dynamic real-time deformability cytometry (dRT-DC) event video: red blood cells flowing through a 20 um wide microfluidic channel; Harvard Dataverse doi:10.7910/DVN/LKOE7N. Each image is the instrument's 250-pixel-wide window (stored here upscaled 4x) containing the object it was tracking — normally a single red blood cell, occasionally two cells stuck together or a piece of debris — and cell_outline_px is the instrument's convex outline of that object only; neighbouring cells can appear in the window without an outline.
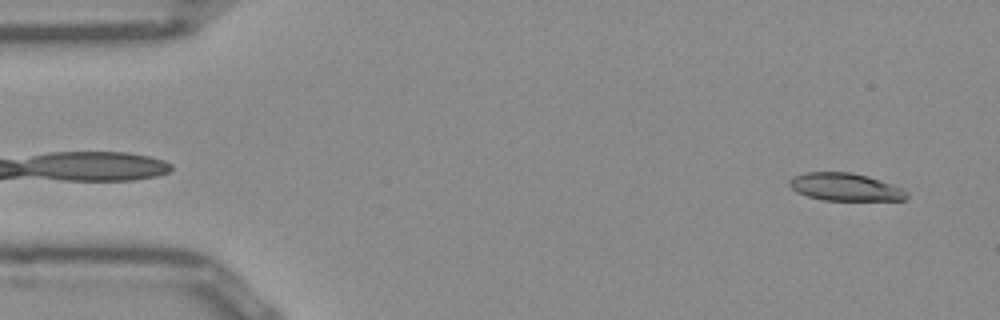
{"species": "Egyptian fruit bat (a non-hibernating species)", "species_latin": "Rousettus aegyptiacus", "temperature_condition": "room temperature", "stored_images_in_passage": 50, "camera_frame_rate_fps": 3000, "um_per_image_px": 0.085, "frame": {"image": 1, "passage_image": 2, "time_ms": 0.333, "image_size_px": [1000, 320], "cell_outline_px": [[908, 196], [904, 200], [824, 200], [808, 196], [796, 192], [788, 184], [788, 180], [792, 176], [804, 172], [852, 172], [868, 176], [904, 188], [908, 192]], "centroid_in_image_um": [71.84, 15.88], "position_along_channel_um": 13.2, "area_um2": 19.07}}
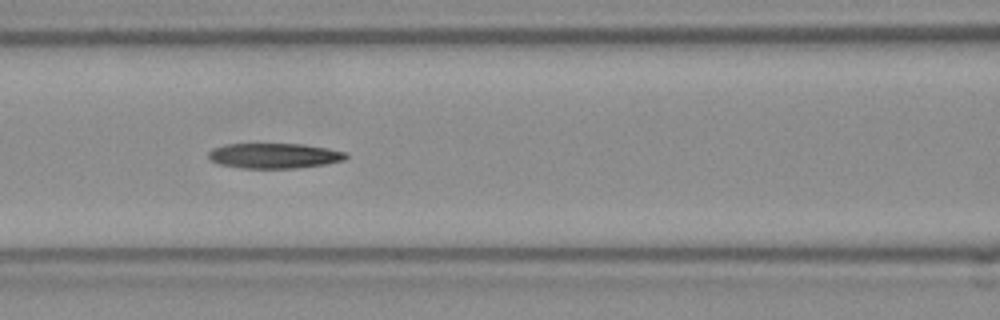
{"frame": {"image": 2, "passage_image": 20, "time_ms": 6.333, "image_size_px": [1000, 320], "cell_outline_px": [[348, 156], [344, 160], [324, 164], [296, 168], [240, 168], [216, 164], [208, 156], [208, 152], [212, 148], [224, 144], [304, 144], [328, 148], [348, 152]], "centroid_in_image_um": [23.3, 13.23], "position_along_channel_um": 143.3, "area_um2": 20.35}}
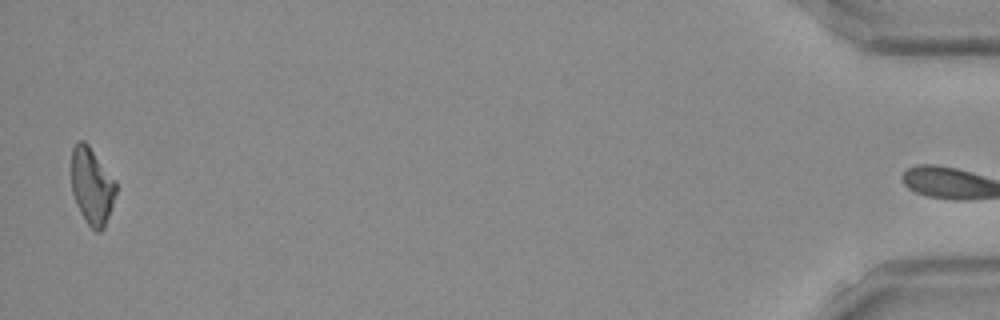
{"frame": {"image": 3, "passage_image": 49, "time_ms": 16.0, "image_size_px": [1000, 320], "cell_outline_px": [[116, 192], [104, 228], [100, 232], [96, 232], [88, 224], [80, 212], [76, 204], [72, 192], [72, 148], [80, 140], [84, 140], [88, 144], [116, 180]], "centroid_in_image_um": [7.81, 15.81], "position_along_channel_um": 427.4, "area_um2": 19.83}}